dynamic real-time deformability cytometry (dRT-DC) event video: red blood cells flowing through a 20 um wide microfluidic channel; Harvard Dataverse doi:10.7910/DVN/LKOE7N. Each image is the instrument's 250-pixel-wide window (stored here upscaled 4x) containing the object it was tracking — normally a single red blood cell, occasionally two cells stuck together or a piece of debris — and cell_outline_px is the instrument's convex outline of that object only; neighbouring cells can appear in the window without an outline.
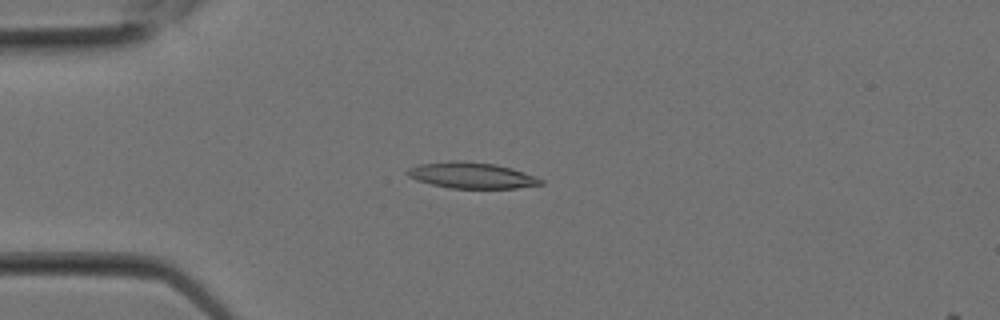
{"species": "Egyptian fruit bat (a non-hibernating species)", "species_latin": "Rousettus aegyptiacus", "temperature_condition": "room temperature", "stored_images_in_passage": 9, "camera_frame_rate_fps": 3000, "um_per_image_px": 0.085, "animal": {"sex": "female"}, "frame": {"image": 1, "passage_image": 7, "time_ms": 2.0, "image_size_px": [1000, 320], "cell_outline_px": [[544, 184], [516, 188], [448, 188], [416, 180], [408, 176], [404, 172], [408, 168], [420, 164], [448, 160], [460, 160], [496, 164], [512, 168], [524, 172], [544, 180]], "centroid_in_image_um": [40.07, 14.89], "position_along_channel_um": 44.9, "area_um2": 20.4}}